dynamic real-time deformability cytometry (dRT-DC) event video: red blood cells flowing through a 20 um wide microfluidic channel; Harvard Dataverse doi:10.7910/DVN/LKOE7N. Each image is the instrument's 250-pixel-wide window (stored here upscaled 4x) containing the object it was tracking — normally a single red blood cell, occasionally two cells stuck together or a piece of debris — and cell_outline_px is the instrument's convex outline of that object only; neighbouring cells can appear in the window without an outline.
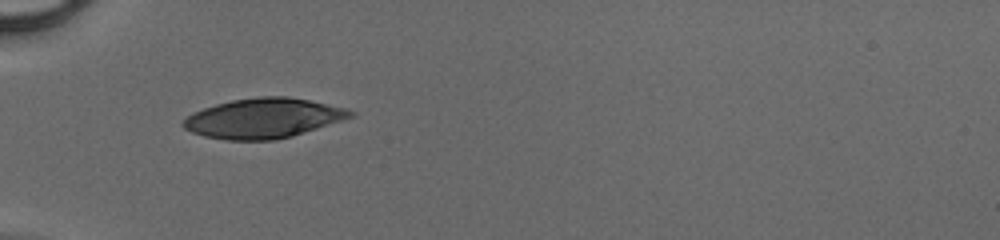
{"species": "human", "species_latin": "Homo sapiens", "temperature_condition": "cold", "stored_images_in_passage": 29, "camera_frame_rate_fps": 3000, "um_per_image_px": 0.085, "donor": {"sex": "male"}, "frame": {"image": 1, "passage_image": 1, "time_ms": 0.0, "image_size_px": [1000, 240], "cell_outline_px": [[356, 116], [292, 136], [276, 140], [228, 140], [204, 136], [192, 132], [184, 128], [180, 124], [192, 112], [216, 104], [232, 100], [260, 96], [288, 96], [308, 100], [344, 108], [356, 112]], "centroid_in_image_um": [22.39, 10.05], "position_along_channel_um": 62.6, "area_um2": 38.73}}
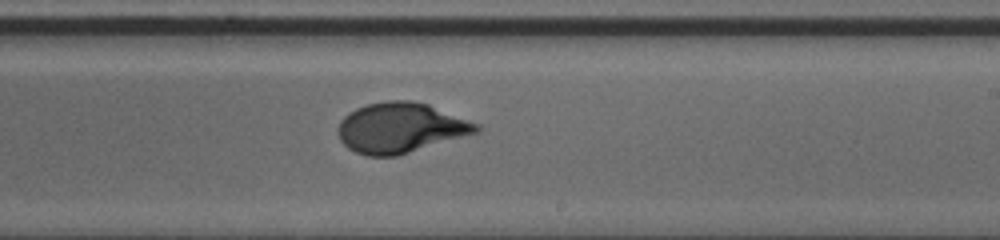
{"frame": {"image": 2, "passage_image": 15, "time_ms": 4.667, "image_size_px": [1000, 240], "cell_outline_px": [[480, 132], [396, 156], [368, 156], [356, 152], [348, 148], [340, 140], [340, 120], [348, 112], [356, 108], [368, 104], [388, 100], [412, 100], [428, 104], [480, 124]], "centroid_in_image_um": [34.08, 10.86], "position_along_channel_um": 254.9, "area_um2": 40.34}}
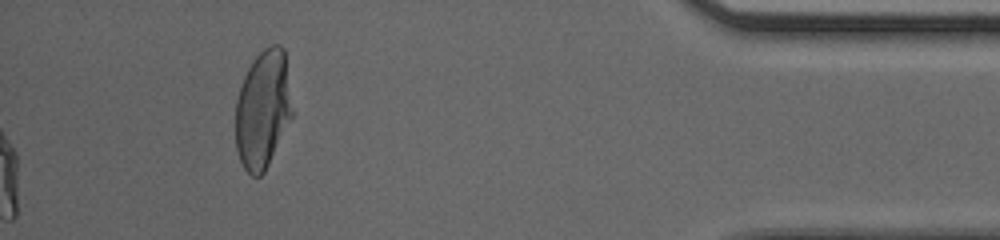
{"frame": {"image": 3, "passage_image": 29, "time_ms": 9.333, "image_size_px": [1000, 240], "cell_outline_px": [[292, 116], [264, 172], [260, 176], [252, 176], [244, 168], [240, 160], [236, 148], [236, 100], [244, 76], [252, 60], [264, 48], [272, 44], [280, 44], [284, 48], [292, 112]], "centroid_in_image_um": [22.33, 9.28], "position_along_channel_um": 412.9, "area_um2": 38.61}}